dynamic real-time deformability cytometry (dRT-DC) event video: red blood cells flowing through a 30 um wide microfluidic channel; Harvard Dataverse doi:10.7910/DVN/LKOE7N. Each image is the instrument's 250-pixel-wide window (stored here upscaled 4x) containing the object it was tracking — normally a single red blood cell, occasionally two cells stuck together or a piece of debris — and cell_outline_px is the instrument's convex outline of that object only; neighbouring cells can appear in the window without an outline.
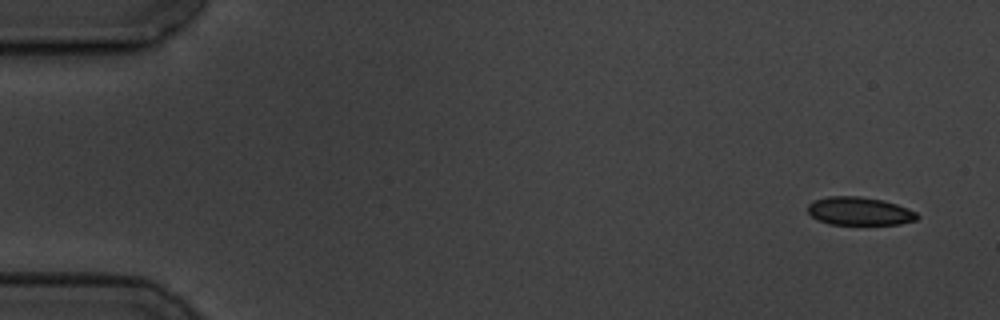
{"species": "common noctule bat (a hibernating species)", "species_latin": "Nyctalus noctula", "temperature_condition": "cold", "stored_images_in_passage": 6, "camera_frame_rate_fps": 3000, "um_per_image_px": 0.085, "animal": {"sex": "male", "body_mass_g": 19.5, "forearm_length_mm": 54.6}, "frame": {"image": 1, "passage_image": 1, "time_ms": 0.0, "image_size_px": [1000, 320], "cell_outline_px": [[920, 216], [916, 220], [900, 224], [828, 224], [816, 220], [808, 212], [808, 204], [812, 200], [828, 196], [860, 196], [884, 200], [908, 208], [916, 212]], "centroid_in_image_um": [73.04, 17.94], "position_along_channel_um": 12.0, "area_um2": 18.15}}
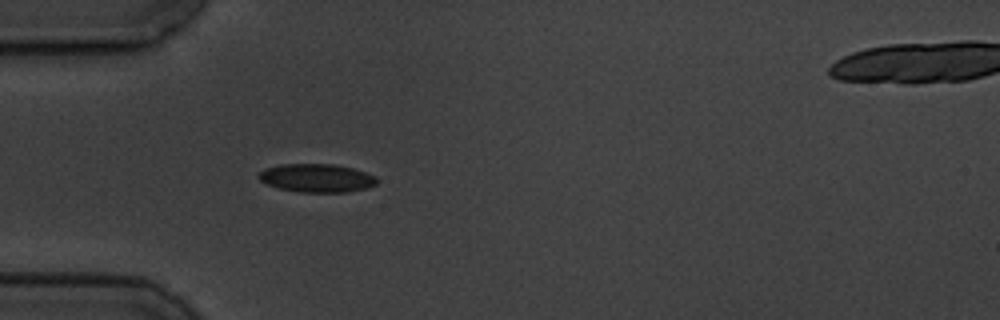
{"frame": {"image": 2, "passage_image": 5, "time_ms": 4.667, "image_size_px": [1000, 320], "cell_outline_px": [[380, 180], [376, 184], [364, 188], [344, 192], [300, 192], [280, 188], [268, 184], [260, 180], [256, 176], [264, 168], [280, 164], [332, 164], [352, 168], [376, 176]], "centroid_in_image_um": [26.9, 15.12], "position_along_channel_um": 58.1, "area_um2": 19.42}}